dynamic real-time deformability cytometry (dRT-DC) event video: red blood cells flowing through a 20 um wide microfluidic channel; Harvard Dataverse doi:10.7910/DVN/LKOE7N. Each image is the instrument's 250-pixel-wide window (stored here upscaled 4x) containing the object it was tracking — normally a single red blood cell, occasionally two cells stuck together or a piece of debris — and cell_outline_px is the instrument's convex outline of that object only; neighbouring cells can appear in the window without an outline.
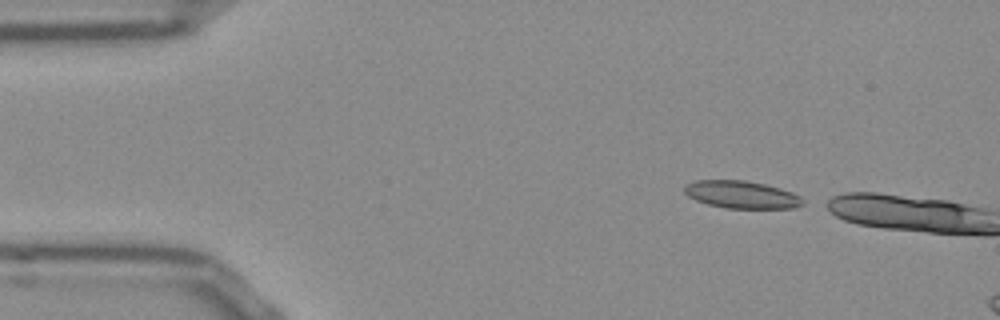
{"species": "Egyptian fruit bat (a non-hibernating species)", "species_latin": "Rousettus aegyptiacus", "temperature_condition": "room temperature", "stored_images_in_passage": 3, "camera_frame_rate_fps": 3000, "um_per_image_px": 0.085, "frame": {"image": 1, "passage_image": 1, "time_ms": 0.0, "image_size_px": [1000, 320], "cell_outline_px": [[804, 204], [792, 208], [728, 208], [708, 204], [696, 200], [688, 196], [684, 192], [684, 184], [696, 180], [744, 180], [764, 184], [780, 188], [792, 192], [800, 196], [804, 200]], "centroid_in_image_um": [63.02, 16.53], "position_along_channel_um": 22.0, "area_um2": 18.96}}